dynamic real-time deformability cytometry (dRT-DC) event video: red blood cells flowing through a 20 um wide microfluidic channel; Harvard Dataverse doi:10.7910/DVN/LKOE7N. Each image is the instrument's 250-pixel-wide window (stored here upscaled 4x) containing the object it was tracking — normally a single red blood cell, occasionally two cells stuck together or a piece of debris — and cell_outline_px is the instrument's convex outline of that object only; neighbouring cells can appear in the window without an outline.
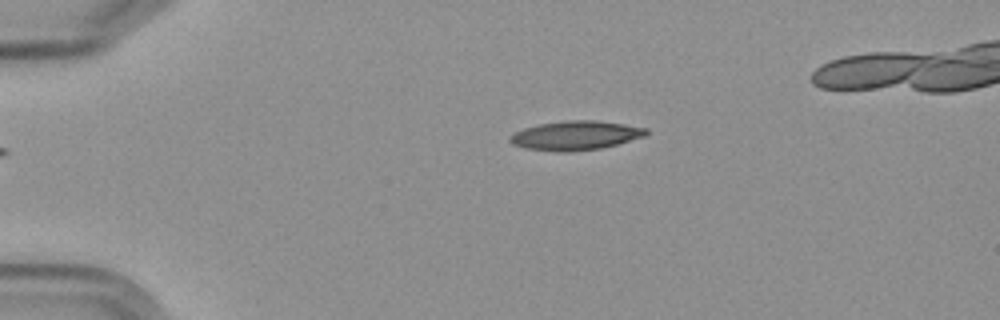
{"species": "Egyptian fruit bat (a non-hibernating species)", "species_latin": "Rousettus aegyptiacus", "temperature_condition": "cold", "stored_images_in_passage": 6, "camera_frame_rate_fps": 3000, "um_per_image_px": 0.085, "frame": {"image": 1, "passage_image": 6, "time_ms": 7.0, "image_size_px": [1000, 320], "cell_outline_px": [[648, 132], [644, 136], [616, 144], [600, 148], [572, 152], [556, 152], [524, 148], [512, 144], [508, 140], [508, 136], [524, 128], [540, 124], [564, 120], [596, 120], [624, 124], [648, 128]], "centroid_in_image_um": [48.88, 11.52], "position_along_channel_um": 36.1, "area_um2": 23.18}}